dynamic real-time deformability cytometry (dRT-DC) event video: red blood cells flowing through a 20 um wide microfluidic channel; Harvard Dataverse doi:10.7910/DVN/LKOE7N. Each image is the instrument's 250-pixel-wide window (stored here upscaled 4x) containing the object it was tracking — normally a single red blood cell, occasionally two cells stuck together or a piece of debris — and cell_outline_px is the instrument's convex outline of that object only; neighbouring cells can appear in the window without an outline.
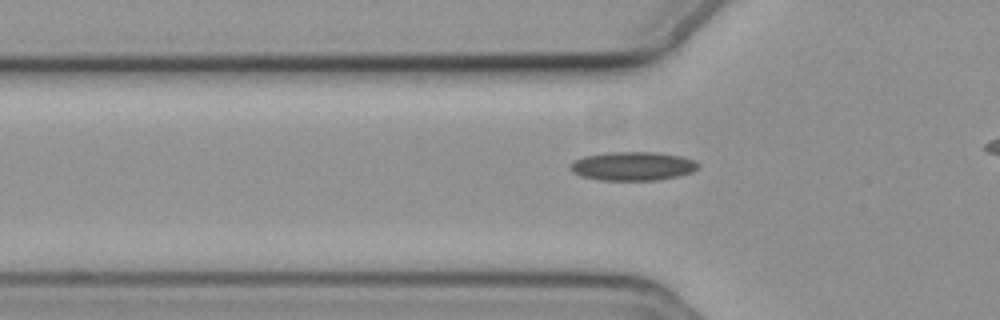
{"species": "common noctule bat (a hibernating species)", "species_latin": "Nyctalus noctula", "temperature_condition": "cold", "stored_images_in_passage": 34, "camera_frame_rate_fps": 3000, "um_per_image_px": 0.085, "animal": {"sex": "female", "body_mass_g": 19.3, "forearm_length_mm": 54.1}, "frame": {"image": 1, "passage_image": 4, "time_ms": 1.0, "image_size_px": [1000, 320], "cell_outline_px": [[700, 168], [692, 172], [680, 176], [656, 180], [600, 180], [580, 176], [572, 172], [568, 168], [576, 160], [584, 156], [608, 152], [652, 152], [680, 156], [696, 160], [700, 164]], "centroid_in_image_um": [53.82, 14.12], "position_along_channel_um": 72.0, "area_um2": 21.56}}
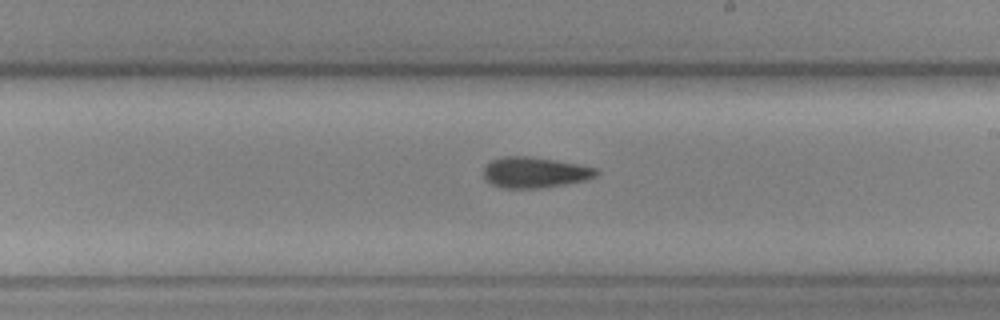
{"frame": {"image": 2, "passage_image": 18, "time_ms": 5.667, "image_size_px": [1000, 320], "cell_outline_px": [[600, 172], [596, 176], [584, 180], [564, 184], [536, 188], [508, 188], [492, 184], [484, 176], [484, 168], [492, 160], [504, 156], [532, 156], [556, 160], [596, 168]], "centroid_in_image_um": [45.47, 14.64], "position_along_channel_um": 243.5, "area_um2": 19.88}}
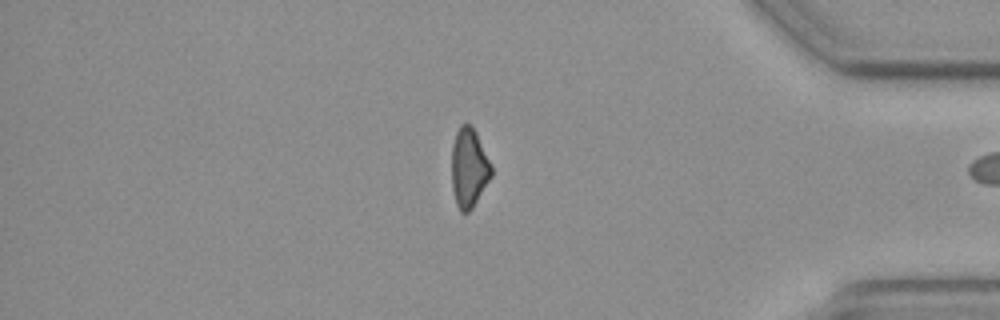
{"frame": {"image": 3, "passage_image": 33, "time_ms": 10.667, "image_size_px": [1000, 320], "cell_outline_px": [[492, 176], [472, 208], [468, 212], [460, 212], [456, 204], [452, 188], [452, 144], [456, 132], [460, 124], [468, 124], [476, 132], [492, 164]], "centroid_in_image_um": [39.86, 14.27], "position_along_channel_um": 395.3, "area_um2": 18.38}}